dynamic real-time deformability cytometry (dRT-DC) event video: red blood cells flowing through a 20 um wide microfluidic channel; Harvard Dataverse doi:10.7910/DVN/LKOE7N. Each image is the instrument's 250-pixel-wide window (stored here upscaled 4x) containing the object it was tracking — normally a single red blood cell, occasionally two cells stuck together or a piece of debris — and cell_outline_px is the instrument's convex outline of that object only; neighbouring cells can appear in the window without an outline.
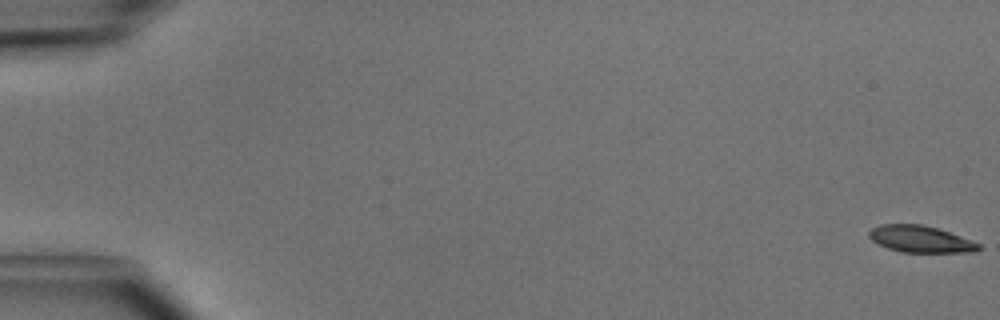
{"species": "common noctule bat (a hibernating species)", "species_latin": "Nyctalus noctula", "temperature_condition": "cold", "stored_images_in_passage": 15, "camera_frame_rate_fps": 3000, "um_per_image_px": 0.085, "animal": {"sex": "male", "body_mass_g": 15.6}, "frame": {"image": 1, "passage_image": 1, "time_ms": 0.0, "image_size_px": [1000, 320], "cell_outline_px": [[980, 248], [976, 252], [904, 252], [888, 248], [872, 240], [868, 236], [868, 232], [872, 228], [880, 224], [920, 224], [936, 228], [960, 236], [980, 244]], "centroid_in_image_um": [78.22, 20.32], "position_along_channel_um": 6.8, "area_um2": 16.82}}
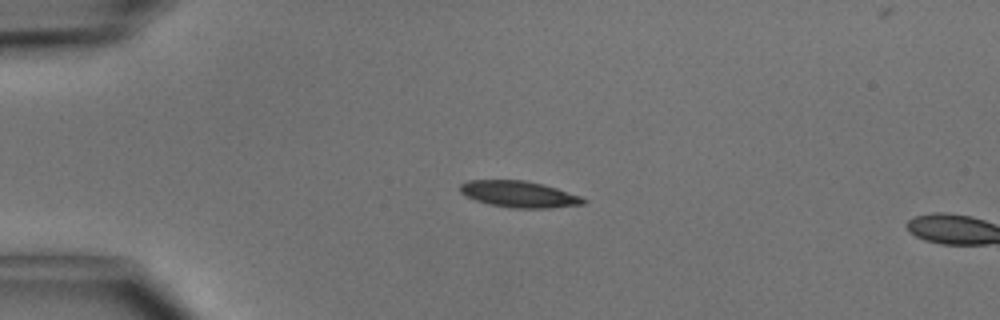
{"frame": {"image": 2, "passage_image": 13, "time_ms": 4.0, "image_size_px": [1000, 320], "cell_outline_px": [[588, 200], [584, 204], [548, 208], [516, 208], [488, 204], [476, 200], [460, 192], [460, 184], [468, 180], [524, 180], [544, 184], [580, 196]], "centroid_in_image_um": [44.13, 16.5], "position_along_channel_um": 40.9, "area_um2": 18.84}}